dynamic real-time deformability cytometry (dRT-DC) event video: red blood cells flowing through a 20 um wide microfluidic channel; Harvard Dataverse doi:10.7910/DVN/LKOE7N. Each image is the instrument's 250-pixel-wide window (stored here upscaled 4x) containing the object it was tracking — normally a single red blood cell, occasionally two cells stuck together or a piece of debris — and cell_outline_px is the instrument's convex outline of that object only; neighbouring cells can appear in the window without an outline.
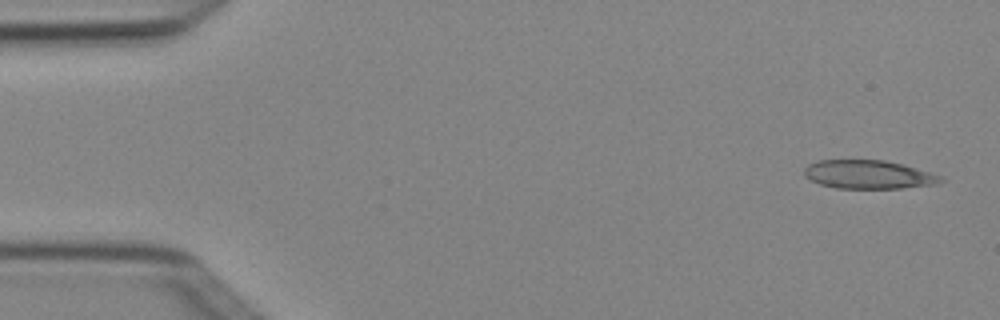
{"species": "Egyptian fruit bat (a non-hibernating species)", "species_latin": "Rousettus aegyptiacus", "temperature_condition": "cold", "stored_images_in_passage": 4, "camera_frame_rate_fps": 3000, "um_per_image_px": 0.085, "animal": {"sex": "female"}, "frame": {"image": 1, "passage_image": 1, "time_ms": 0.0, "image_size_px": [1000, 320], "cell_outline_px": [[948, 180], [936, 184], [900, 188], [836, 188], [820, 184], [804, 176], [804, 168], [808, 164], [816, 160], [884, 160], [904, 164], [944, 176]], "centroid_in_image_um": [73.86, 14.83], "position_along_channel_um": 11.1, "area_um2": 22.95}}
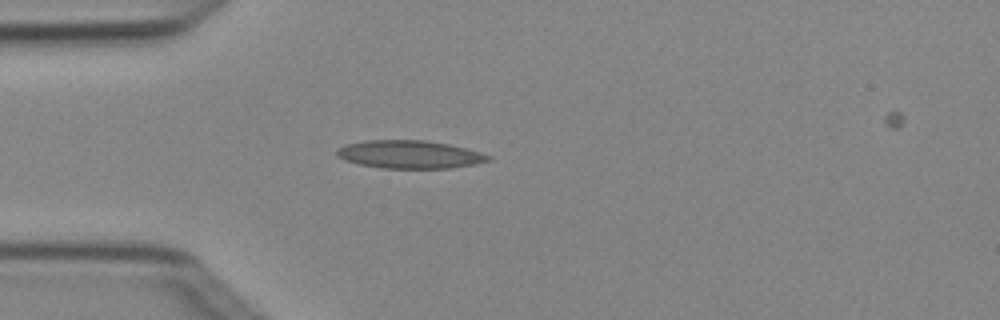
{"frame": {"image": 2, "passage_image": 4, "time_ms": 1.0, "image_size_px": [1000, 320], "cell_outline_px": [[492, 160], [452, 168], [380, 168], [360, 164], [344, 160], [336, 156], [336, 148], [344, 144], [364, 140], [424, 140], [448, 144], [480, 152], [492, 156]], "centroid_in_image_um": [34.76, 13.12], "position_along_channel_um": 50.2, "area_um2": 24.8}}